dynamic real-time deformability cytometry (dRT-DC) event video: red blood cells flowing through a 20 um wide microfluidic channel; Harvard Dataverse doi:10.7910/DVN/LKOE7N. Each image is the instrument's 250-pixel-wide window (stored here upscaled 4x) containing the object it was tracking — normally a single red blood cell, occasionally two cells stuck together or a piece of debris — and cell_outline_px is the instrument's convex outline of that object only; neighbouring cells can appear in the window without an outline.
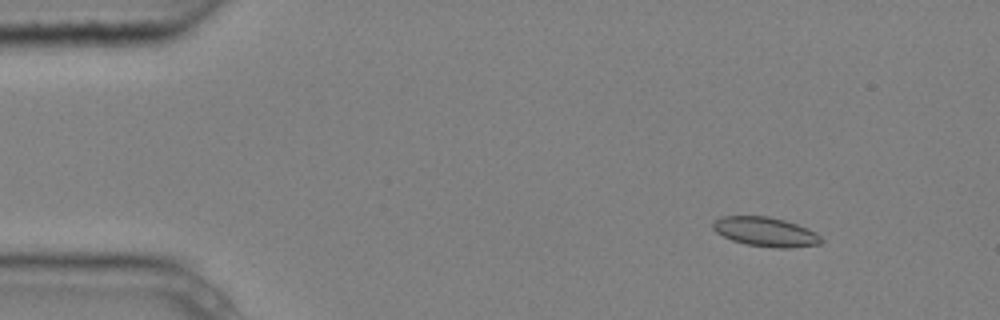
{"species": "common noctule bat (a hibernating species)", "species_latin": "Nyctalus noctula", "temperature_condition": "cold", "stored_images_in_passage": 7, "camera_frame_rate_fps": 3000, "um_per_image_px": 0.085, "animal": {"sex": "male", "body_mass_g": 20.4}, "frame": {"image": 1, "passage_image": 2, "time_ms": 0.333, "image_size_px": [1000, 320], "cell_outline_px": [[824, 240], [820, 244], [788, 248], [776, 248], [748, 244], [732, 240], [716, 232], [712, 228], [712, 224], [720, 216], [768, 216], [784, 220], [808, 228], [816, 232]], "centroid_in_image_um": [65.09, 19.7], "position_along_channel_um": 19.9, "area_um2": 18.44}}
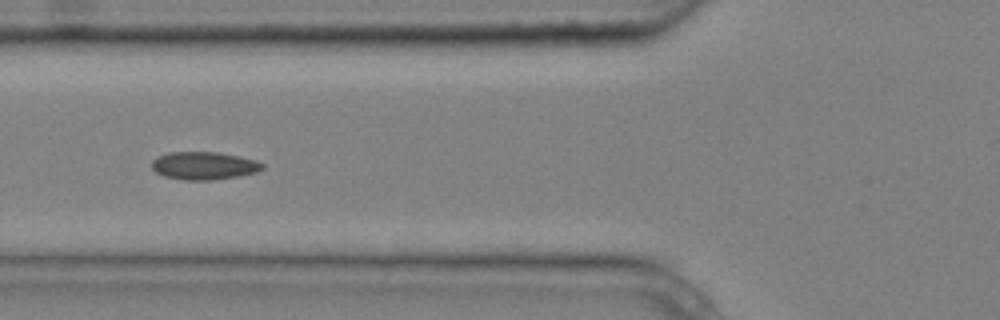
{"frame": {"image": 2, "passage_image": 6, "time_ms": 1.667, "image_size_px": [1000, 320], "cell_outline_px": [[264, 168], [256, 172], [240, 176], [212, 180], [184, 180], [164, 176], [156, 172], [152, 168], [152, 160], [156, 156], [168, 152], [220, 152], [256, 160], [264, 164]], "centroid_in_image_um": [17.33, 14.08], "position_along_channel_um": 108.5, "area_um2": 18.09}}
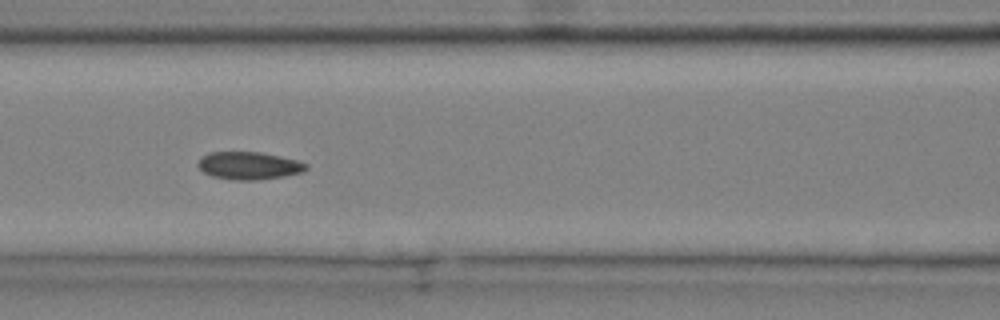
{"frame": {"image": 3, "passage_image": 7, "time_ms": 2.0, "image_size_px": [1000, 320], "cell_outline_px": [[308, 168], [304, 172], [284, 176], [260, 180], [232, 180], [212, 176], [204, 172], [196, 164], [200, 156], [208, 152], [260, 152], [280, 156], [296, 160], [308, 164]], "centroid_in_image_um": [21.14, 14.08], "position_along_channel_um": 145.5, "area_um2": 17.63}}